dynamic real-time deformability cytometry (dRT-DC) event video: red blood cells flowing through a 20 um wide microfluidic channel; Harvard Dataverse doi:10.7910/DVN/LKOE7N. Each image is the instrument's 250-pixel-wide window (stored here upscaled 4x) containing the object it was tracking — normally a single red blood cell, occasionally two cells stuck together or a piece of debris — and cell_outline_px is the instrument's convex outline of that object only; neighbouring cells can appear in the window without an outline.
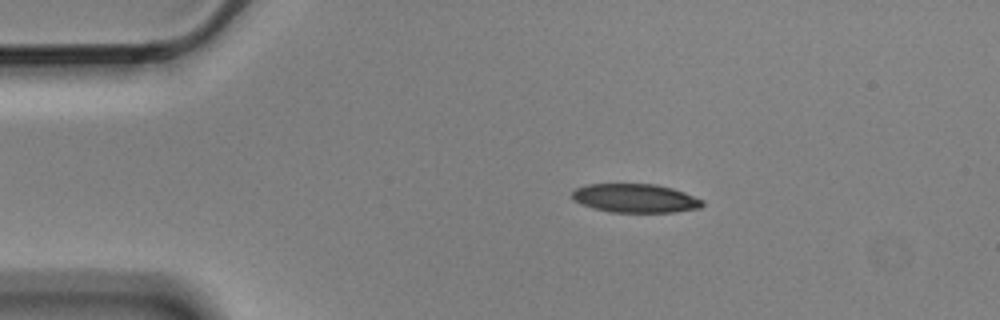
{"species": "Egyptian fruit bat (a non-hibernating species)", "species_latin": "Rousettus aegyptiacus", "temperature_condition": "cold", "stored_images_in_passage": 4, "camera_frame_rate_fps": 3000, "um_per_image_px": 0.085, "animal": {"sex": "male"}, "frame": {"image": 1, "passage_image": 1, "time_ms": 0.0, "image_size_px": [1000, 320], "cell_outline_px": [[704, 204], [700, 208], [672, 212], [612, 212], [592, 208], [580, 204], [572, 200], [572, 192], [576, 188], [588, 184], [656, 184], [672, 188], [684, 192], [704, 200]], "centroid_in_image_um": [53.98, 16.85], "position_along_channel_um": 31.0, "area_um2": 21.91}}
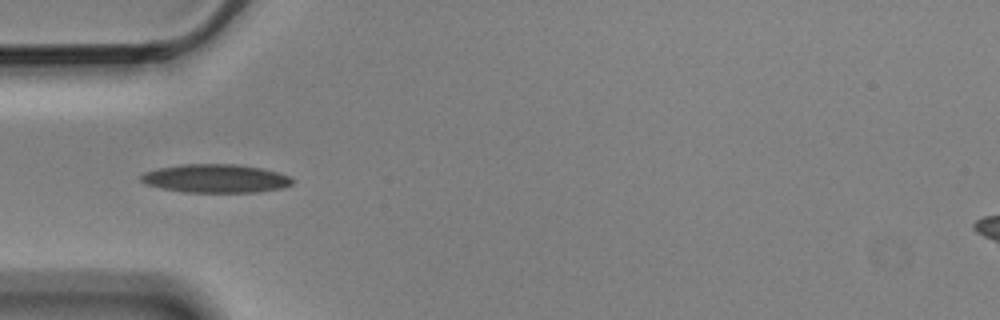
{"frame": {"image": 2, "passage_image": 3, "time_ms": 0.667, "image_size_px": [1000, 320], "cell_outline_px": [[292, 184], [280, 188], [256, 192], [184, 192], [160, 188], [144, 184], [140, 180], [140, 176], [144, 172], [156, 168], [180, 164], [236, 164], [260, 168], [276, 172], [288, 176], [292, 180]], "centroid_in_image_um": [18.24, 15.17], "position_along_channel_um": 66.8, "area_um2": 25.09}}
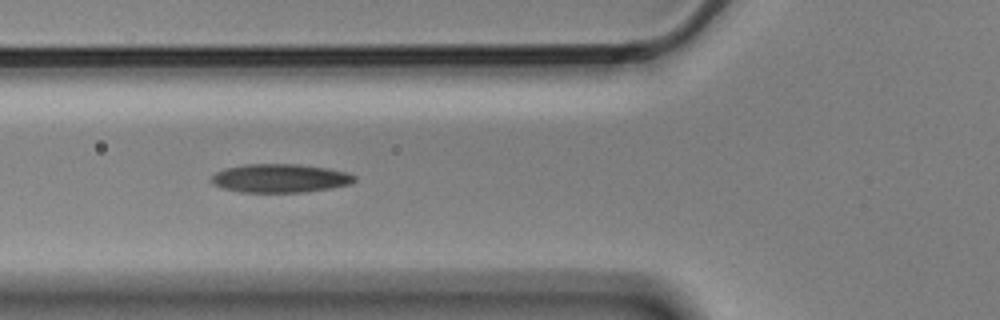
{"frame": {"image": 3, "passage_image": 4, "time_ms": 1.0, "image_size_px": [1000, 320], "cell_outline_px": [[356, 180], [352, 184], [328, 188], [300, 192], [240, 192], [224, 188], [212, 184], [212, 176], [216, 172], [224, 168], [244, 164], [296, 164], [328, 168], [344, 172], [356, 176]], "centroid_in_image_um": [23.79, 15.14], "position_along_channel_um": 102.0, "area_um2": 23.7}}